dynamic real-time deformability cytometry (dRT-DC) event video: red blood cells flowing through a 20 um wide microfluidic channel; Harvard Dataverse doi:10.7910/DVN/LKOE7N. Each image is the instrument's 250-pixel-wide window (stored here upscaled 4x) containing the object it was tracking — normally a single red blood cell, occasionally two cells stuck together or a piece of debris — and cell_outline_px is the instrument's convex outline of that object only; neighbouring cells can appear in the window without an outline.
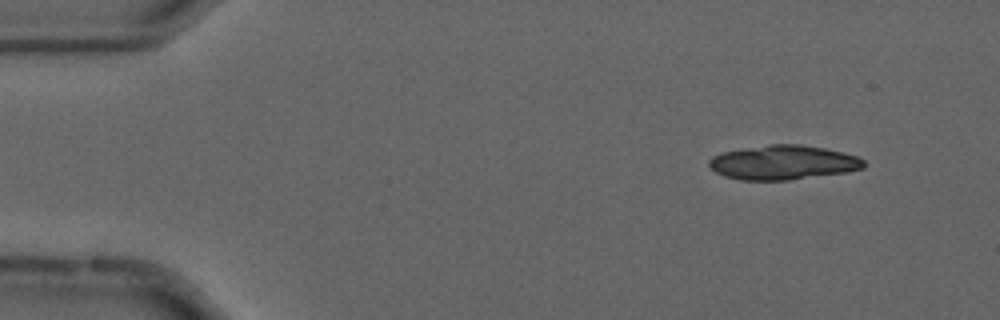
{"species": "common noctule bat (a hibernating species)", "species_latin": "Nyctalus noctula", "temperature_condition": "cold", "stored_images_in_passage": 55, "camera_frame_rate_fps": 3000, "um_per_image_px": 0.085, "animal": {"sex": "male", "forearm_length_mm": 52.5}, "frame": {"image": 1, "passage_image": 5, "time_ms": 1.333, "image_size_px": [1000, 320], "cell_outline_px": [[868, 164], [864, 168], [848, 172], [788, 180], [740, 180], [724, 176], [716, 172], [708, 164], [708, 160], [712, 156], [724, 152], [768, 144], [800, 144], [824, 148], [844, 152], [856, 156], [864, 160]], "centroid_in_image_um": [66.6, 13.81], "position_along_channel_um": 18.4, "area_um2": 31.1}}
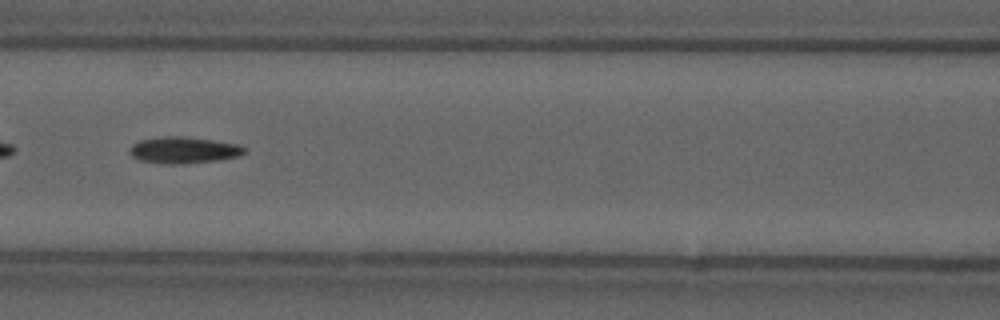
{"frame": {"image": 2, "passage_image": 24, "time_ms": 7.667, "image_size_px": [1000, 320], "cell_outline_px": [[244, 152], [236, 156], [216, 160], [180, 164], [168, 164], [140, 160], [132, 156], [128, 152], [132, 144], [140, 140], [164, 136], [180, 136], [212, 140], [240, 144], [244, 148]], "centroid_in_image_um": [15.56, 12.75], "position_along_channel_um": 151.0, "area_um2": 17.46}}
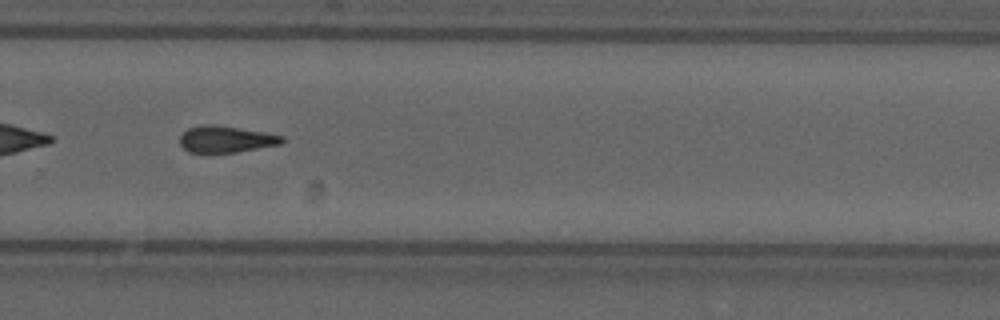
{"frame": {"image": 3, "passage_image": 37, "time_ms": 12.0, "image_size_px": [1000, 320], "cell_outline_px": [[284, 140], [280, 144], [236, 152], [188, 152], [180, 144], [180, 136], [188, 128], [200, 124], [216, 124], [264, 132], [284, 136]], "centroid_in_image_um": [19.18, 11.81], "position_along_channel_um": 310.6, "area_um2": 15.78}, "authors_computed_cell_mechanics": {"area_um2": 16.7042, "velocity_mm_per_s": 3.7037, "shape_relaxation_time_tau1_ms": 10.0129, "shape_relaxation_time_tau2_ms": null, "deformation_change_tau1": 0.1861, "deformation_change_tau2": null}}